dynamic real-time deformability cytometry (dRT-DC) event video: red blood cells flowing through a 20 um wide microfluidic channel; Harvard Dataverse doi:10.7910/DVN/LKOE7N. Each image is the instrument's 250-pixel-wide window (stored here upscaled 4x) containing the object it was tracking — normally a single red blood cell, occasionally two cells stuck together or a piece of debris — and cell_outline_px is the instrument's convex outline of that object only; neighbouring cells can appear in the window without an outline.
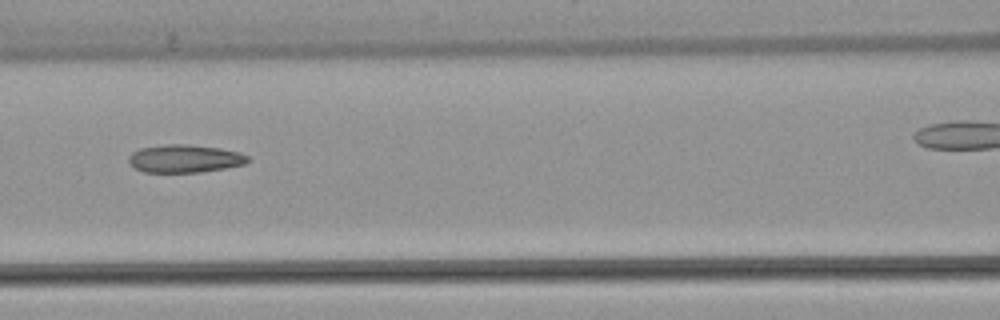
{"species": "common noctule bat (a hibernating species)", "species_latin": "Nyctalus noctula", "temperature_condition": "warm", "stored_images_in_passage": 7, "segment_of_instrument_passage": [1, 2], "camera_frame_rate_fps": 3000, "um_per_image_px": 0.085, "animal": {"sex": "female", "body_mass_g": 22.7, "forearm_length_mm": 54.2}, "frame": {"image": 1, "passage_image": 6, "time_ms": 7.0, "image_size_px": [1000, 320], "cell_outline_px": [[252, 160], [244, 164], [224, 168], [200, 172], [144, 172], [128, 164], [128, 156], [132, 152], [140, 148], [168, 144], [188, 144], [220, 148], [240, 152], [248, 156]], "centroid_in_image_um": [15.7, 13.48], "position_along_channel_um": 150.9, "area_um2": 19.48}}